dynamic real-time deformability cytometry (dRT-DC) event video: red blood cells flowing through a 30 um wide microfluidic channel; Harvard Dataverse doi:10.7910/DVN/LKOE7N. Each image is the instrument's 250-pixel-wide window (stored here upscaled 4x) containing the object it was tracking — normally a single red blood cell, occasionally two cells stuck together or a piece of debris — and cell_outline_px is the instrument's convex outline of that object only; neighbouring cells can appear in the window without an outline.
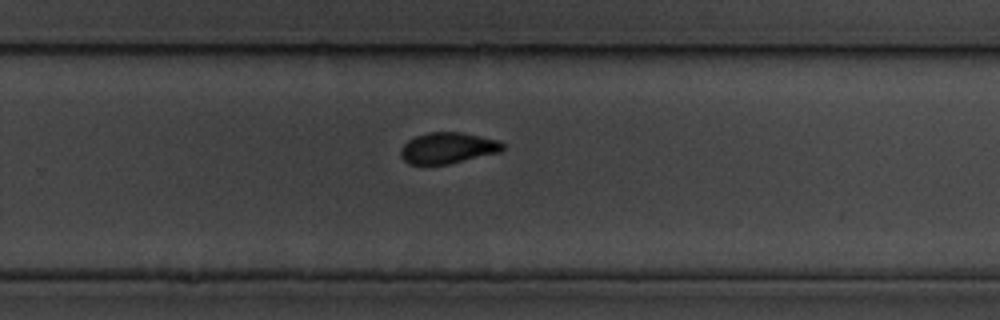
{"species": "common noctule bat (a hibernating species)", "species_latin": "Nyctalus noctula", "temperature_condition": "cold", "stored_images_in_passage": 11, "segment_of_instrument_passage": [2, 2], "camera_frame_rate_fps": 3000, "um_per_image_px": 0.085, "animal": {"sex": "male", "body_mass_g": 19.5, "forearm_length_mm": 54.6}, "frame": {"image": 1, "passage_image": 11, "time_ms": 12.333, "image_size_px": [1000, 320], "cell_outline_px": [[504, 148], [500, 152], [448, 164], [408, 164], [400, 156], [400, 148], [408, 140], [416, 136], [428, 132], [460, 132], [496, 140], [504, 144]], "centroid_in_image_um": [38.02, 12.58], "position_along_channel_um": 291.8, "area_um2": 18.32}}